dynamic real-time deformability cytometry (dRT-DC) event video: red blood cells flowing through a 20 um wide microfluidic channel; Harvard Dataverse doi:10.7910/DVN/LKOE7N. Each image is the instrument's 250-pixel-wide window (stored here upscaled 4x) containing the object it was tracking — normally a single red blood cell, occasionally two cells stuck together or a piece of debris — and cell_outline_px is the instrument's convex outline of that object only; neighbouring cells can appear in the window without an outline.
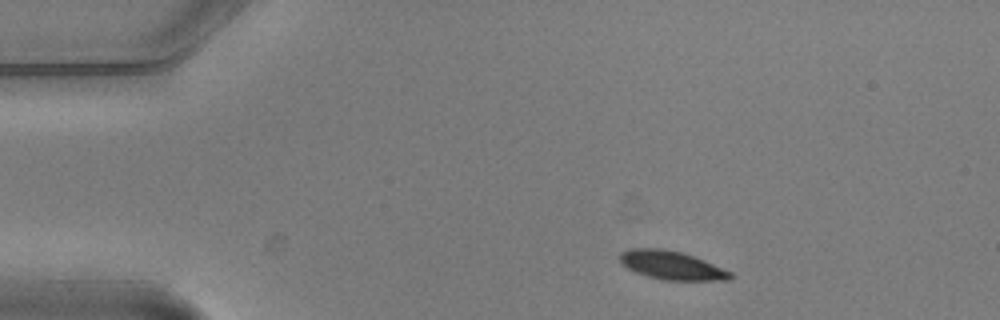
{"species": "common noctule bat (a hibernating species)", "species_latin": "Nyctalus noctula", "temperature_condition": "warm", "stored_images_in_passage": 3, "camera_frame_rate_fps": 3000, "um_per_image_px": 0.085, "animal": {"sex": "male", "body_mass_g": 20.5, "forearm_length_mm": 52.5}, "frame": {"image": 1, "passage_image": 1, "time_ms": 0.0, "image_size_px": [1000, 320], "cell_outline_px": [[732, 276], [728, 280], [660, 280], [636, 272], [620, 264], [620, 252], [628, 248], [660, 248], [684, 252], [704, 260], [732, 272]], "centroid_in_image_um": [57.05, 22.54], "position_along_channel_um": 27.9, "area_um2": 18.5}}